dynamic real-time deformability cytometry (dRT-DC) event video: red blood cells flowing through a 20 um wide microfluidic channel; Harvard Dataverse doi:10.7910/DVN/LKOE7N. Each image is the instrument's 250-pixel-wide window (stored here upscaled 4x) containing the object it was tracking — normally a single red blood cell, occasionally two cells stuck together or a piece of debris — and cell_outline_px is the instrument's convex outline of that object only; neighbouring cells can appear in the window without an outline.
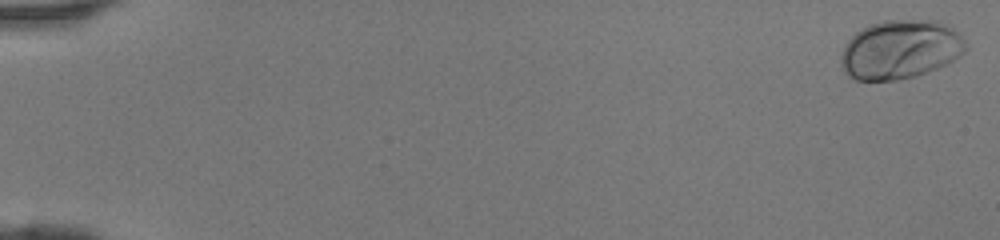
{"species": "human", "species_latin": "Homo sapiens", "temperature_condition": "room temperature", "stored_images_in_passage": 46, "camera_frame_rate_fps": 3000, "um_per_image_px": 0.085, "donor": {"sex": "female"}, "frame": {"image": 1, "passage_image": 1, "time_ms": 0.0, "image_size_px": [1000, 240], "cell_outline_px": [[968, 48], [960, 56], [936, 68], [916, 76], [900, 80], [856, 80], [848, 76], [844, 72], [840, 64], [840, 52], [848, 40], [860, 28], [868, 24], [884, 20], [940, 20], [952, 28], [968, 44]], "centroid_in_image_um": [76.49, 4.2], "position_along_channel_um": 8.5, "area_um2": 43.23}}
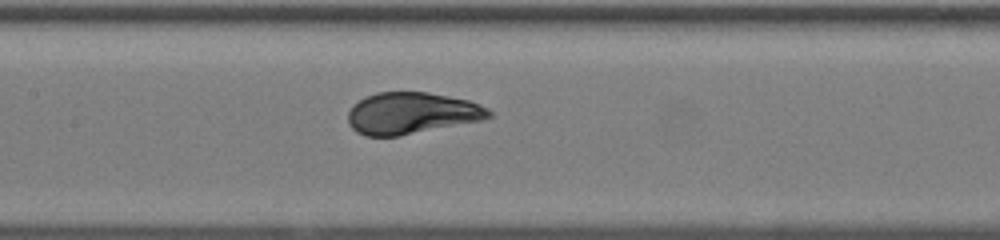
{"frame": {"image": 2, "passage_image": 24, "time_ms": 7.667, "image_size_px": [1000, 240], "cell_outline_px": [[492, 116], [480, 120], [400, 136], [364, 136], [356, 132], [348, 124], [348, 112], [352, 104], [364, 96], [376, 92], [428, 92], [468, 100], [480, 104], [488, 108], [492, 112]], "centroid_in_image_um": [34.93, 9.62], "position_along_channel_um": 172.5, "area_um2": 34.33}}
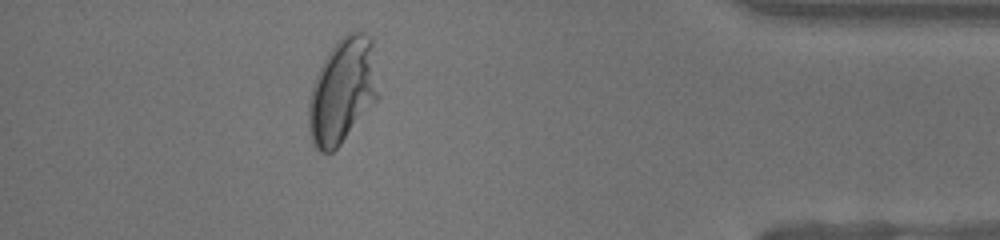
{"frame": {"image": 3, "passage_image": 42, "time_ms": 13.667, "image_size_px": [1000, 240], "cell_outline_px": [[380, 96], [340, 144], [332, 152], [320, 152], [312, 144], [308, 128], [308, 100], [316, 76], [328, 52], [336, 40], [340, 36], [348, 32], [364, 32], [372, 36]], "centroid_in_image_um": [29.12, 7.69], "position_along_channel_um": 406.1, "area_um2": 43.06}}